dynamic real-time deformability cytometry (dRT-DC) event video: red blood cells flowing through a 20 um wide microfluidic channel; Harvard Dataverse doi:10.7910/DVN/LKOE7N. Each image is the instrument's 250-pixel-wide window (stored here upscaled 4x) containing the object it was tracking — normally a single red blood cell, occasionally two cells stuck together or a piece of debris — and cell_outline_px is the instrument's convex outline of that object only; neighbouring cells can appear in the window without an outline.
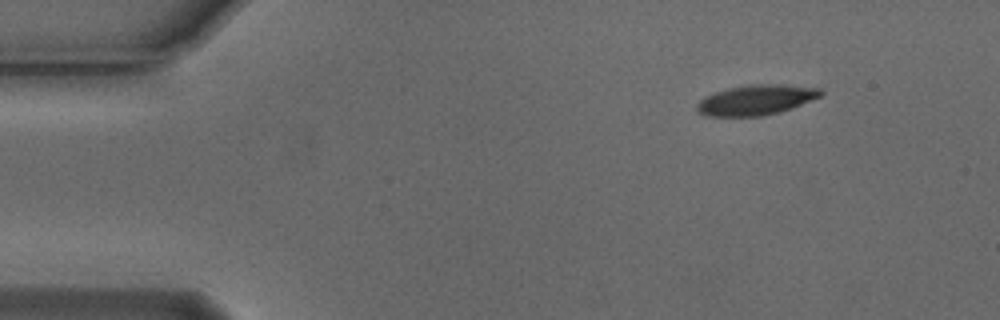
{"species": "Egyptian fruit bat (a non-hibernating species)", "species_latin": "Rousettus aegyptiacus", "temperature_condition": "cold", "stored_images_in_passage": 48, "camera_frame_rate_fps": 3000, "um_per_image_px": 0.085, "animal": {"sex": "male"}, "frame": {"image": 1, "passage_image": 1, "time_ms": 0.0, "image_size_px": [1000, 320], "cell_outline_px": [[824, 96], [792, 108], [780, 112], [760, 116], [704, 116], [696, 112], [696, 104], [704, 96], [728, 88], [748, 84], [780, 84], [820, 88], [824, 92]], "centroid_in_image_um": [64.28, 8.49], "position_along_channel_um": 20.7, "area_um2": 22.08}}
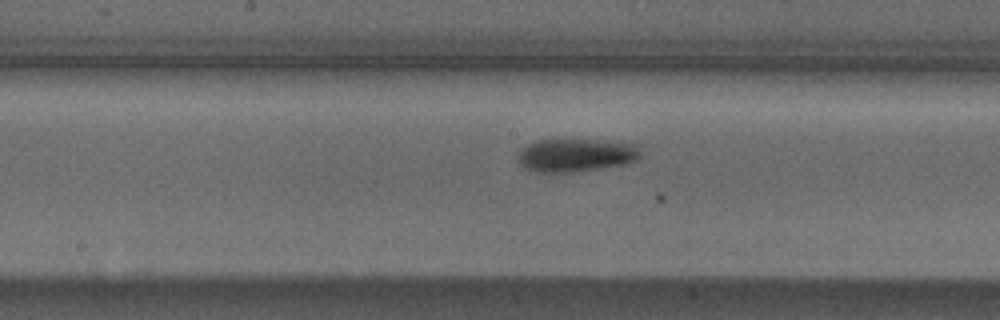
{"frame": {"image": 2, "passage_image": 22, "time_ms": 7.0, "image_size_px": [1000, 320], "cell_outline_px": [[640, 156], [636, 160], [620, 164], [572, 172], [536, 172], [520, 164], [516, 160], [520, 148], [528, 144], [540, 140], [596, 140], [640, 144]], "centroid_in_image_um": [48.93, 13.17], "position_along_channel_um": 199.3, "area_um2": 23.41}}
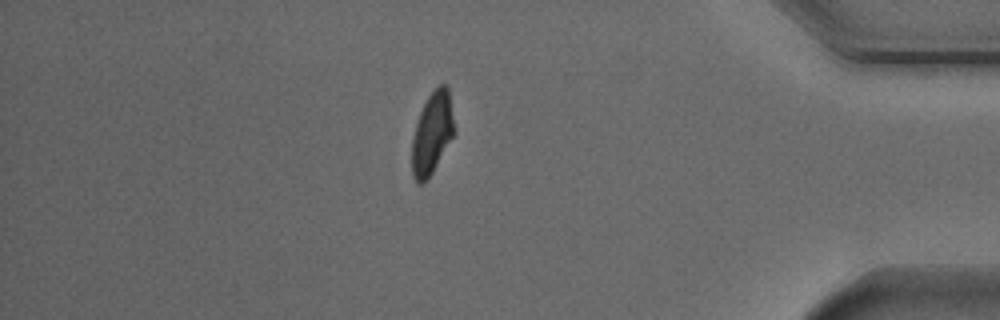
{"frame": {"image": 3, "passage_image": 41, "time_ms": 13.333, "image_size_px": [1000, 320], "cell_outline_px": [[456, 132], [432, 172], [420, 184], [412, 176], [412, 140], [416, 124], [420, 112], [428, 96], [440, 84], [444, 84], [448, 88]], "centroid_in_image_um": [36.74, 11.3], "position_along_channel_um": 398.5, "area_um2": 19.88}}